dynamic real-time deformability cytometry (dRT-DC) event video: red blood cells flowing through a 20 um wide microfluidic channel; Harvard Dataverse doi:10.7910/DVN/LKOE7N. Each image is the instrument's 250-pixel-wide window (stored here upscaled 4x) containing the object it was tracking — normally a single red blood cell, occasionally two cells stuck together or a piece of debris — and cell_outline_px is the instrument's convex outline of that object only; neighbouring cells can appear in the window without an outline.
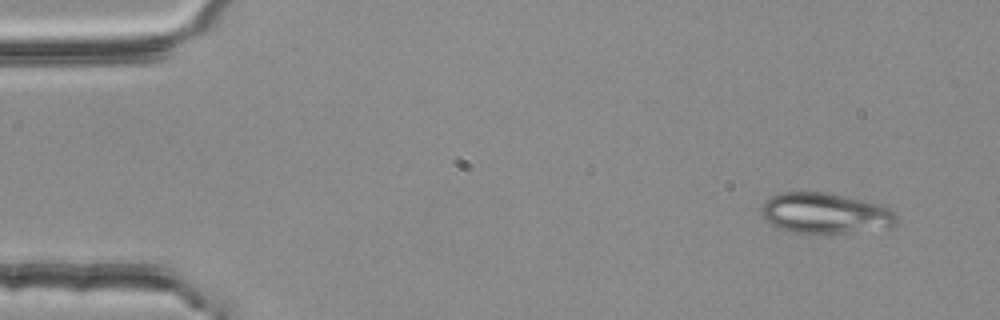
{"species": "common noctule bat (a hibernating species)", "species_latin": "Nyctalus noctula", "temperature_condition": "room temperature", "stored_images_in_passage": 3, "camera_frame_rate_fps": 3000, "um_per_image_px": 0.085, "animal": {"sex": "female", "body_mass_g": 25.1}, "frame": {"image": 1, "passage_image": 1, "time_ms": 0.0, "image_size_px": [1000, 320], "cell_outline_px": [[896, 224], [888, 228], [844, 232], [792, 232], [780, 228], [772, 224], [760, 212], [760, 208], [764, 200], [772, 196], [784, 192], [824, 192], [884, 204], [896, 216]], "centroid_in_image_um": [70.14, 18.1], "position_along_channel_um": 14.9, "area_um2": 31.56}}